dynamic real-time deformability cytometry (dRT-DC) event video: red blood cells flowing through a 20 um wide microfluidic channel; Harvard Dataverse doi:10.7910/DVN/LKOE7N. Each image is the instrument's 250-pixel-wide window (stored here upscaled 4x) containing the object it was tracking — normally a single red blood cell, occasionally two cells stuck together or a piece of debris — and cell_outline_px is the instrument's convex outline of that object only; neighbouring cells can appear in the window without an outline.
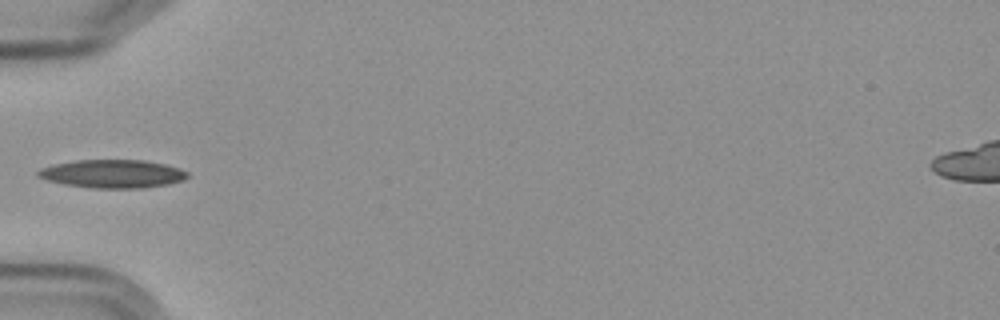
{"species": "Egyptian fruit bat (a non-hibernating species)", "species_latin": "Rousettus aegyptiacus", "temperature_condition": "cold", "stored_images_in_passage": 6, "camera_frame_rate_fps": 3000, "um_per_image_px": 0.085, "frame": {"image": 1, "passage_image": 6, "time_ms": 5.667, "image_size_px": [1000, 320], "cell_outline_px": [[188, 176], [184, 180], [168, 184], [140, 188], [92, 188], [64, 184], [48, 180], [36, 176], [36, 172], [40, 168], [52, 164], [76, 160], [144, 160], [164, 164], [180, 168], [188, 172]], "centroid_in_image_um": [9.55, 14.77], "position_along_channel_um": 75.5, "area_um2": 24.68}}